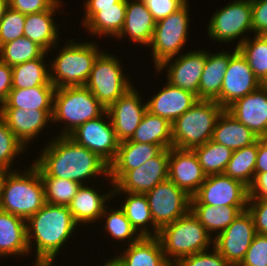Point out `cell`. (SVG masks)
I'll return each instance as SVG.
<instances>
[{
  "label": "cell",
  "mask_w": 267,
  "mask_h": 266,
  "mask_svg": "<svg viewBox=\"0 0 267 266\" xmlns=\"http://www.w3.org/2000/svg\"><path fill=\"white\" fill-rule=\"evenodd\" d=\"M51 139L33 163L41 177H58L81 185L100 174L109 179V165L96 153L77 144L69 136L56 135Z\"/></svg>",
  "instance_id": "6da1fadb"
},
{
  "label": "cell",
  "mask_w": 267,
  "mask_h": 266,
  "mask_svg": "<svg viewBox=\"0 0 267 266\" xmlns=\"http://www.w3.org/2000/svg\"><path fill=\"white\" fill-rule=\"evenodd\" d=\"M78 225L68 206L45 205L26 221L29 251L36 246L34 266H52L59 251L71 239ZM34 242V243H33Z\"/></svg>",
  "instance_id": "7a4b0ae2"
},
{
  "label": "cell",
  "mask_w": 267,
  "mask_h": 266,
  "mask_svg": "<svg viewBox=\"0 0 267 266\" xmlns=\"http://www.w3.org/2000/svg\"><path fill=\"white\" fill-rule=\"evenodd\" d=\"M45 203L43 182L34 164L23 173L14 169L7 172L1 189L0 210L27 221Z\"/></svg>",
  "instance_id": "3957f363"
},
{
  "label": "cell",
  "mask_w": 267,
  "mask_h": 266,
  "mask_svg": "<svg viewBox=\"0 0 267 266\" xmlns=\"http://www.w3.org/2000/svg\"><path fill=\"white\" fill-rule=\"evenodd\" d=\"M164 256L173 265L177 260L214 246V237L189 211L183 217L162 227L158 233Z\"/></svg>",
  "instance_id": "277c9868"
},
{
  "label": "cell",
  "mask_w": 267,
  "mask_h": 266,
  "mask_svg": "<svg viewBox=\"0 0 267 266\" xmlns=\"http://www.w3.org/2000/svg\"><path fill=\"white\" fill-rule=\"evenodd\" d=\"M106 112L104 106L86 86L56 88L52 123H63L60 136H68L77 127L94 120Z\"/></svg>",
  "instance_id": "5b68a950"
},
{
  "label": "cell",
  "mask_w": 267,
  "mask_h": 266,
  "mask_svg": "<svg viewBox=\"0 0 267 266\" xmlns=\"http://www.w3.org/2000/svg\"><path fill=\"white\" fill-rule=\"evenodd\" d=\"M50 65V81L56 88L85 86L97 56L102 52L95 42L73 39L60 48Z\"/></svg>",
  "instance_id": "8992f818"
},
{
  "label": "cell",
  "mask_w": 267,
  "mask_h": 266,
  "mask_svg": "<svg viewBox=\"0 0 267 266\" xmlns=\"http://www.w3.org/2000/svg\"><path fill=\"white\" fill-rule=\"evenodd\" d=\"M223 110L216 101L198 100L172 123V147L192 150L211 140Z\"/></svg>",
  "instance_id": "52a82bcc"
},
{
  "label": "cell",
  "mask_w": 267,
  "mask_h": 266,
  "mask_svg": "<svg viewBox=\"0 0 267 266\" xmlns=\"http://www.w3.org/2000/svg\"><path fill=\"white\" fill-rule=\"evenodd\" d=\"M118 57L102 51L96 58L85 86L107 109L133 85L123 73Z\"/></svg>",
  "instance_id": "ba28073f"
},
{
  "label": "cell",
  "mask_w": 267,
  "mask_h": 266,
  "mask_svg": "<svg viewBox=\"0 0 267 266\" xmlns=\"http://www.w3.org/2000/svg\"><path fill=\"white\" fill-rule=\"evenodd\" d=\"M189 2L166 18L156 22L154 35L149 47L152 50L154 67L177 57L188 40Z\"/></svg>",
  "instance_id": "9c48e42d"
},
{
  "label": "cell",
  "mask_w": 267,
  "mask_h": 266,
  "mask_svg": "<svg viewBox=\"0 0 267 266\" xmlns=\"http://www.w3.org/2000/svg\"><path fill=\"white\" fill-rule=\"evenodd\" d=\"M250 31L253 32L251 0H234L224 5L214 12L207 30L209 38L221 43L233 41L240 36L236 48L248 38L245 33Z\"/></svg>",
  "instance_id": "30bf717a"
},
{
  "label": "cell",
  "mask_w": 267,
  "mask_h": 266,
  "mask_svg": "<svg viewBox=\"0 0 267 266\" xmlns=\"http://www.w3.org/2000/svg\"><path fill=\"white\" fill-rule=\"evenodd\" d=\"M145 195L154 225L159 230L190 211L191 196L169 179L157 184Z\"/></svg>",
  "instance_id": "8fae6325"
},
{
  "label": "cell",
  "mask_w": 267,
  "mask_h": 266,
  "mask_svg": "<svg viewBox=\"0 0 267 266\" xmlns=\"http://www.w3.org/2000/svg\"><path fill=\"white\" fill-rule=\"evenodd\" d=\"M249 188L224 173L208 175L191 197L190 204H207L214 207L247 206Z\"/></svg>",
  "instance_id": "7c38bea8"
},
{
  "label": "cell",
  "mask_w": 267,
  "mask_h": 266,
  "mask_svg": "<svg viewBox=\"0 0 267 266\" xmlns=\"http://www.w3.org/2000/svg\"><path fill=\"white\" fill-rule=\"evenodd\" d=\"M104 115L80 125L68 136L77 144L96 153L109 165L115 159L120 141L108 113L105 112Z\"/></svg>",
  "instance_id": "4fadbf2b"
},
{
  "label": "cell",
  "mask_w": 267,
  "mask_h": 266,
  "mask_svg": "<svg viewBox=\"0 0 267 266\" xmlns=\"http://www.w3.org/2000/svg\"><path fill=\"white\" fill-rule=\"evenodd\" d=\"M256 234L253 217L246 209L230 226L214 237L213 247L231 266H238Z\"/></svg>",
  "instance_id": "5bb4252c"
},
{
  "label": "cell",
  "mask_w": 267,
  "mask_h": 266,
  "mask_svg": "<svg viewBox=\"0 0 267 266\" xmlns=\"http://www.w3.org/2000/svg\"><path fill=\"white\" fill-rule=\"evenodd\" d=\"M207 50H191L164 61L156 73L166 68L167 82L195 94L199 100V82L206 62ZM176 58V59H175Z\"/></svg>",
  "instance_id": "9a60e30c"
},
{
  "label": "cell",
  "mask_w": 267,
  "mask_h": 266,
  "mask_svg": "<svg viewBox=\"0 0 267 266\" xmlns=\"http://www.w3.org/2000/svg\"><path fill=\"white\" fill-rule=\"evenodd\" d=\"M168 161L169 149H163L140 167L127 171L113 185L112 191L145 194L168 179Z\"/></svg>",
  "instance_id": "2e32d148"
},
{
  "label": "cell",
  "mask_w": 267,
  "mask_h": 266,
  "mask_svg": "<svg viewBox=\"0 0 267 266\" xmlns=\"http://www.w3.org/2000/svg\"><path fill=\"white\" fill-rule=\"evenodd\" d=\"M263 85L253 73L247 60L237 51L227 65L220 97L216 102L226 109L234 101L253 92Z\"/></svg>",
  "instance_id": "e0dca14e"
},
{
  "label": "cell",
  "mask_w": 267,
  "mask_h": 266,
  "mask_svg": "<svg viewBox=\"0 0 267 266\" xmlns=\"http://www.w3.org/2000/svg\"><path fill=\"white\" fill-rule=\"evenodd\" d=\"M141 99L143 97H140L139 91L132 86L106 109L120 142L132 137L147 112V105L146 103L142 104Z\"/></svg>",
  "instance_id": "ac0fdd59"
},
{
  "label": "cell",
  "mask_w": 267,
  "mask_h": 266,
  "mask_svg": "<svg viewBox=\"0 0 267 266\" xmlns=\"http://www.w3.org/2000/svg\"><path fill=\"white\" fill-rule=\"evenodd\" d=\"M206 177L193 150L169 149L168 179L177 187L192 197Z\"/></svg>",
  "instance_id": "d6986e66"
},
{
  "label": "cell",
  "mask_w": 267,
  "mask_h": 266,
  "mask_svg": "<svg viewBox=\"0 0 267 266\" xmlns=\"http://www.w3.org/2000/svg\"><path fill=\"white\" fill-rule=\"evenodd\" d=\"M226 110L258 138L267 135V84L237 99Z\"/></svg>",
  "instance_id": "ffe728a7"
},
{
  "label": "cell",
  "mask_w": 267,
  "mask_h": 266,
  "mask_svg": "<svg viewBox=\"0 0 267 266\" xmlns=\"http://www.w3.org/2000/svg\"><path fill=\"white\" fill-rule=\"evenodd\" d=\"M52 115L53 110L0 108V118L26 148L48 122L52 123Z\"/></svg>",
  "instance_id": "44dd1931"
},
{
  "label": "cell",
  "mask_w": 267,
  "mask_h": 266,
  "mask_svg": "<svg viewBox=\"0 0 267 266\" xmlns=\"http://www.w3.org/2000/svg\"><path fill=\"white\" fill-rule=\"evenodd\" d=\"M164 86L146 102L147 111L173 123L189 110L198 98L190 91L173 86L169 82Z\"/></svg>",
  "instance_id": "7402d4cb"
},
{
  "label": "cell",
  "mask_w": 267,
  "mask_h": 266,
  "mask_svg": "<svg viewBox=\"0 0 267 266\" xmlns=\"http://www.w3.org/2000/svg\"><path fill=\"white\" fill-rule=\"evenodd\" d=\"M162 150L156 144L121 141L115 159L109 164V184L114 185L127 171L140 167Z\"/></svg>",
  "instance_id": "603a6c76"
},
{
  "label": "cell",
  "mask_w": 267,
  "mask_h": 266,
  "mask_svg": "<svg viewBox=\"0 0 267 266\" xmlns=\"http://www.w3.org/2000/svg\"><path fill=\"white\" fill-rule=\"evenodd\" d=\"M156 21L142 0H126L125 22L117 39L128 35L137 45L151 44Z\"/></svg>",
  "instance_id": "cb8c5ba5"
},
{
  "label": "cell",
  "mask_w": 267,
  "mask_h": 266,
  "mask_svg": "<svg viewBox=\"0 0 267 266\" xmlns=\"http://www.w3.org/2000/svg\"><path fill=\"white\" fill-rule=\"evenodd\" d=\"M114 258L121 266H172L157 236H143Z\"/></svg>",
  "instance_id": "d4e9b609"
},
{
  "label": "cell",
  "mask_w": 267,
  "mask_h": 266,
  "mask_svg": "<svg viewBox=\"0 0 267 266\" xmlns=\"http://www.w3.org/2000/svg\"><path fill=\"white\" fill-rule=\"evenodd\" d=\"M62 2L58 0L49 10L26 15L24 37L40 45L47 53L52 47L56 50L59 47L60 32L53 16Z\"/></svg>",
  "instance_id": "484cf974"
},
{
  "label": "cell",
  "mask_w": 267,
  "mask_h": 266,
  "mask_svg": "<svg viewBox=\"0 0 267 266\" xmlns=\"http://www.w3.org/2000/svg\"><path fill=\"white\" fill-rule=\"evenodd\" d=\"M113 196L112 189L108 193L100 194L99 191L88 184L81 185L77 194L73 197L68 205L71 215L75 223L88 225L101 220L104 208L107 206V201H110Z\"/></svg>",
  "instance_id": "4316f807"
},
{
  "label": "cell",
  "mask_w": 267,
  "mask_h": 266,
  "mask_svg": "<svg viewBox=\"0 0 267 266\" xmlns=\"http://www.w3.org/2000/svg\"><path fill=\"white\" fill-rule=\"evenodd\" d=\"M221 51L211 53L208 51L206 55V62L203 73L199 82V100H213L216 101L220 97L222 82L226 73L229 59L237 52Z\"/></svg>",
  "instance_id": "83f0119b"
},
{
  "label": "cell",
  "mask_w": 267,
  "mask_h": 266,
  "mask_svg": "<svg viewBox=\"0 0 267 266\" xmlns=\"http://www.w3.org/2000/svg\"><path fill=\"white\" fill-rule=\"evenodd\" d=\"M26 221L0 210V257L29 255Z\"/></svg>",
  "instance_id": "f1b7e54d"
},
{
  "label": "cell",
  "mask_w": 267,
  "mask_h": 266,
  "mask_svg": "<svg viewBox=\"0 0 267 266\" xmlns=\"http://www.w3.org/2000/svg\"><path fill=\"white\" fill-rule=\"evenodd\" d=\"M258 139L248 127L224 109L218 117L211 140L235 151L255 143Z\"/></svg>",
  "instance_id": "f546056e"
},
{
  "label": "cell",
  "mask_w": 267,
  "mask_h": 266,
  "mask_svg": "<svg viewBox=\"0 0 267 266\" xmlns=\"http://www.w3.org/2000/svg\"><path fill=\"white\" fill-rule=\"evenodd\" d=\"M54 85H41L27 89H12L0 108L53 110Z\"/></svg>",
  "instance_id": "4dcf8cb0"
},
{
  "label": "cell",
  "mask_w": 267,
  "mask_h": 266,
  "mask_svg": "<svg viewBox=\"0 0 267 266\" xmlns=\"http://www.w3.org/2000/svg\"><path fill=\"white\" fill-rule=\"evenodd\" d=\"M120 193L127 195L123 200L125 201L124 204L120 208L124 211L127 219L136 231L142 237L158 236L159 229L154 225L146 195L131 192H113V197Z\"/></svg>",
  "instance_id": "1f68e13d"
},
{
  "label": "cell",
  "mask_w": 267,
  "mask_h": 266,
  "mask_svg": "<svg viewBox=\"0 0 267 266\" xmlns=\"http://www.w3.org/2000/svg\"><path fill=\"white\" fill-rule=\"evenodd\" d=\"M246 209L247 206L214 207L207 204H190L192 214L213 237L230 226L235 218Z\"/></svg>",
  "instance_id": "d6a6232c"
},
{
  "label": "cell",
  "mask_w": 267,
  "mask_h": 266,
  "mask_svg": "<svg viewBox=\"0 0 267 266\" xmlns=\"http://www.w3.org/2000/svg\"><path fill=\"white\" fill-rule=\"evenodd\" d=\"M126 0L114 6L98 7V11L83 25L89 34L117 37L125 22Z\"/></svg>",
  "instance_id": "836d02e7"
},
{
  "label": "cell",
  "mask_w": 267,
  "mask_h": 266,
  "mask_svg": "<svg viewBox=\"0 0 267 266\" xmlns=\"http://www.w3.org/2000/svg\"><path fill=\"white\" fill-rule=\"evenodd\" d=\"M129 141L160 145L163 149L172 147V123L148 111Z\"/></svg>",
  "instance_id": "e575fe53"
},
{
  "label": "cell",
  "mask_w": 267,
  "mask_h": 266,
  "mask_svg": "<svg viewBox=\"0 0 267 266\" xmlns=\"http://www.w3.org/2000/svg\"><path fill=\"white\" fill-rule=\"evenodd\" d=\"M44 59L37 58L13 66L12 89H27L41 85H53L50 81V68H48L50 65Z\"/></svg>",
  "instance_id": "d590c367"
},
{
  "label": "cell",
  "mask_w": 267,
  "mask_h": 266,
  "mask_svg": "<svg viewBox=\"0 0 267 266\" xmlns=\"http://www.w3.org/2000/svg\"><path fill=\"white\" fill-rule=\"evenodd\" d=\"M257 154L258 140L249 146L233 151L224 174L249 188L255 177Z\"/></svg>",
  "instance_id": "8d00e7d4"
},
{
  "label": "cell",
  "mask_w": 267,
  "mask_h": 266,
  "mask_svg": "<svg viewBox=\"0 0 267 266\" xmlns=\"http://www.w3.org/2000/svg\"><path fill=\"white\" fill-rule=\"evenodd\" d=\"M47 56L40 45L24 36L0 46V61L11 67Z\"/></svg>",
  "instance_id": "74e56055"
},
{
  "label": "cell",
  "mask_w": 267,
  "mask_h": 266,
  "mask_svg": "<svg viewBox=\"0 0 267 266\" xmlns=\"http://www.w3.org/2000/svg\"><path fill=\"white\" fill-rule=\"evenodd\" d=\"M204 173L208 175L224 173L233 151L213 140L192 149Z\"/></svg>",
  "instance_id": "f35d334b"
},
{
  "label": "cell",
  "mask_w": 267,
  "mask_h": 266,
  "mask_svg": "<svg viewBox=\"0 0 267 266\" xmlns=\"http://www.w3.org/2000/svg\"><path fill=\"white\" fill-rule=\"evenodd\" d=\"M237 50L247 60L262 84H267V43L259 36L248 37Z\"/></svg>",
  "instance_id": "ab89813d"
},
{
  "label": "cell",
  "mask_w": 267,
  "mask_h": 266,
  "mask_svg": "<svg viewBox=\"0 0 267 266\" xmlns=\"http://www.w3.org/2000/svg\"><path fill=\"white\" fill-rule=\"evenodd\" d=\"M109 205L104 208L101 219L106 217L104 224V231L109 233L110 237L116 241H123L127 239L130 245L138 241L142 236L132 226L130 221L127 219L124 211L119 207L118 209H107Z\"/></svg>",
  "instance_id": "60d3db41"
},
{
  "label": "cell",
  "mask_w": 267,
  "mask_h": 266,
  "mask_svg": "<svg viewBox=\"0 0 267 266\" xmlns=\"http://www.w3.org/2000/svg\"><path fill=\"white\" fill-rule=\"evenodd\" d=\"M45 201L49 204L68 206L81 184L58 177H41Z\"/></svg>",
  "instance_id": "b9f144b4"
},
{
  "label": "cell",
  "mask_w": 267,
  "mask_h": 266,
  "mask_svg": "<svg viewBox=\"0 0 267 266\" xmlns=\"http://www.w3.org/2000/svg\"><path fill=\"white\" fill-rule=\"evenodd\" d=\"M26 147L12 133L7 124L0 118V167L11 171L12 163Z\"/></svg>",
  "instance_id": "7bdbcfd3"
},
{
  "label": "cell",
  "mask_w": 267,
  "mask_h": 266,
  "mask_svg": "<svg viewBox=\"0 0 267 266\" xmlns=\"http://www.w3.org/2000/svg\"><path fill=\"white\" fill-rule=\"evenodd\" d=\"M26 15L17 10L6 8L0 21V46L24 36Z\"/></svg>",
  "instance_id": "ee69618b"
},
{
  "label": "cell",
  "mask_w": 267,
  "mask_h": 266,
  "mask_svg": "<svg viewBox=\"0 0 267 266\" xmlns=\"http://www.w3.org/2000/svg\"><path fill=\"white\" fill-rule=\"evenodd\" d=\"M207 251L183 257L172 266H231L215 248Z\"/></svg>",
  "instance_id": "f6af8a7d"
},
{
  "label": "cell",
  "mask_w": 267,
  "mask_h": 266,
  "mask_svg": "<svg viewBox=\"0 0 267 266\" xmlns=\"http://www.w3.org/2000/svg\"><path fill=\"white\" fill-rule=\"evenodd\" d=\"M238 266H267V235L256 234Z\"/></svg>",
  "instance_id": "bcb514c9"
},
{
  "label": "cell",
  "mask_w": 267,
  "mask_h": 266,
  "mask_svg": "<svg viewBox=\"0 0 267 266\" xmlns=\"http://www.w3.org/2000/svg\"><path fill=\"white\" fill-rule=\"evenodd\" d=\"M157 22L180 9L189 0H142Z\"/></svg>",
  "instance_id": "7dc6e473"
},
{
  "label": "cell",
  "mask_w": 267,
  "mask_h": 266,
  "mask_svg": "<svg viewBox=\"0 0 267 266\" xmlns=\"http://www.w3.org/2000/svg\"><path fill=\"white\" fill-rule=\"evenodd\" d=\"M247 210L253 217L256 233L267 235V198L248 199Z\"/></svg>",
  "instance_id": "c3c4849f"
},
{
  "label": "cell",
  "mask_w": 267,
  "mask_h": 266,
  "mask_svg": "<svg viewBox=\"0 0 267 266\" xmlns=\"http://www.w3.org/2000/svg\"><path fill=\"white\" fill-rule=\"evenodd\" d=\"M58 0H8V6L24 15L49 10Z\"/></svg>",
  "instance_id": "681fc988"
},
{
  "label": "cell",
  "mask_w": 267,
  "mask_h": 266,
  "mask_svg": "<svg viewBox=\"0 0 267 266\" xmlns=\"http://www.w3.org/2000/svg\"><path fill=\"white\" fill-rule=\"evenodd\" d=\"M254 35L267 33V0H251Z\"/></svg>",
  "instance_id": "f907efd6"
},
{
  "label": "cell",
  "mask_w": 267,
  "mask_h": 266,
  "mask_svg": "<svg viewBox=\"0 0 267 266\" xmlns=\"http://www.w3.org/2000/svg\"><path fill=\"white\" fill-rule=\"evenodd\" d=\"M12 90V67L0 61V107Z\"/></svg>",
  "instance_id": "816d5d0a"
},
{
  "label": "cell",
  "mask_w": 267,
  "mask_h": 266,
  "mask_svg": "<svg viewBox=\"0 0 267 266\" xmlns=\"http://www.w3.org/2000/svg\"><path fill=\"white\" fill-rule=\"evenodd\" d=\"M267 198V172L255 173L254 180L249 187V199Z\"/></svg>",
  "instance_id": "f5cc1de1"
},
{
  "label": "cell",
  "mask_w": 267,
  "mask_h": 266,
  "mask_svg": "<svg viewBox=\"0 0 267 266\" xmlns=\"http://www.w3.org/2000/svg\"><path fill=\"white\" fill-rule=\"evenodd\" d=\"M84 9L85 15L83 17V25L98 11V7L114 6L121 0H85Z\"/></svg>",
  "instance_id": "db71d44e"
},
{
  "label": "cell",
  "mask_w": 267,
  "mask_h": 266,
  "mask_svg": "<svg viewBox=\"0 0 267 266\" xmlns=\"http://www.w3.org/2000/svg\"><path fill=\"white\" fill-rule=\"evenodd\" d=\"M267 172V135L258 139V154L255 165V173Z\"/></svg>",
  "instance_id": "11a10c76"
},
{
  "label": "cell",
  "mask_w": 267,
  "mask_h": 266,
  "mask_svg": "<svg viewBox=\"0 0 267 266\" xmlns=\"http://www.w3.org/2000/svg\"><path fill=\"white\" fill-rule=\"evenodd\" d=\"M8 7V0H0V21L3 18L4 12Z\"/></svg>",
  "instance_id": "9f6ffc18"
},
{
  "label": "cell",
  "mask_w": 267,
  "mask_h": 266,
  "mask_svg": "<svg viewBox=\"0 0 267 266\" xmlns=\"http://www.w3.org/2000/svg\"><path fill=\"white\" fill-rule=\"evenodd\" d=\"M7 172H8L7 169L0 167V198H1V189H2L3 180Z\"/></svg>",
  "instance_id": "6f0895ef"
},
{
  "label": "cell",
  "mask_w": 267,
  "mask_h": 266,
  "mask_svg": "<svg viewBox=\"0 0 267 266\" xmlns=\"http://www.w3.org/2000/svg\"><path fill=\"white\" fill-rule=\"evenodd\" d=\"M104 266H121L117 261L116 259L113 257L111 259H107L105 261V264Z\"/></svg>",
  "instance_id": "680465c9"
},
{
  "label": "cell",
  "mask_w": 267,
  "mask_h": 266,
  "mask_svg": "<svg viewBox=\"0 0 267 266\" xmlns=\"http://www.w3.org/2000/svg\"><path fill=\"white\" fill-rule=\"evenodd\" d=\"M267 43V33L259 35Z\"/></svg>",
  "instance_id": "91938a15"
}]
</instances>
